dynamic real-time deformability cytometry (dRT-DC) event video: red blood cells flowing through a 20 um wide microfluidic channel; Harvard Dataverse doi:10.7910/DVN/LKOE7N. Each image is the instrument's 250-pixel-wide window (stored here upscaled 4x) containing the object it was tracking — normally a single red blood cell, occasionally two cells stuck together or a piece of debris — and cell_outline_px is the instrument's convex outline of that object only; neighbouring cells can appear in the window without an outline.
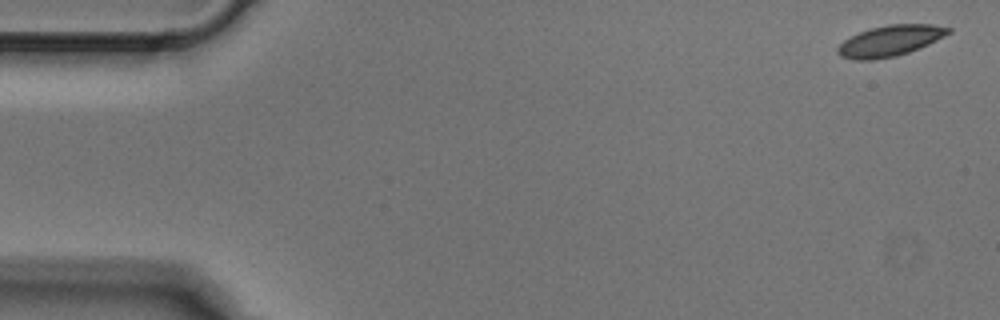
{"species": "Egyptian fruit bat (a non-hibernating species)", "species_latin": "Rousettus aegyptiacus", "temperature_condition": "cold", "stored_images_in_passage": 5, "camera_frame_rate_fps": 3000, "um_per_image_px": 0.085, "animal": {"sex": "male"}, "frame": {"image": 1, "passage_image": 1, "time_ms": 0.0, "image_size_px": [1000, 320], "cell_outline_px": [[952, 32], [920, 48], [896, 56], [872, 60], [856, 60], [840, 56], [836, 52], [836, 48], [844, 40], [860, 32], [872, 28], [888, 24], [932, 24], [952, 28]], "centroid_in_image_um": [75.66, 3.47], "position_along_channel_um": 9.3, "area_um2": 19.83}}
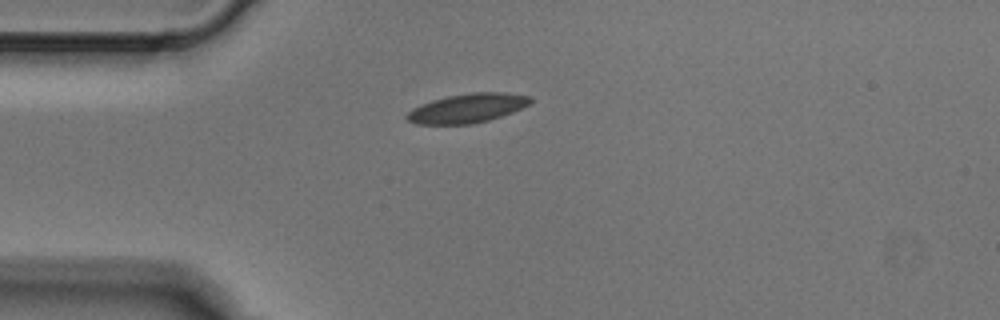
{"frame": {"image": 2, "passage_image": 4, "time_ms": 1.0, "image_size_px": [1000, 320], "cell_outline_px": [[532, 100], [528, 104], [512, 112], [488, 120], [472, 124], [416, 124], [408, 120], [404, 116], [412, 108], [432, 100], [448, 96], [472, 92], [504, 92], [532, 96]], "centroid_in_image_um": [39.71, 9.19], "position_along_channel_um": 45.3, "area_um2": 20.87}}